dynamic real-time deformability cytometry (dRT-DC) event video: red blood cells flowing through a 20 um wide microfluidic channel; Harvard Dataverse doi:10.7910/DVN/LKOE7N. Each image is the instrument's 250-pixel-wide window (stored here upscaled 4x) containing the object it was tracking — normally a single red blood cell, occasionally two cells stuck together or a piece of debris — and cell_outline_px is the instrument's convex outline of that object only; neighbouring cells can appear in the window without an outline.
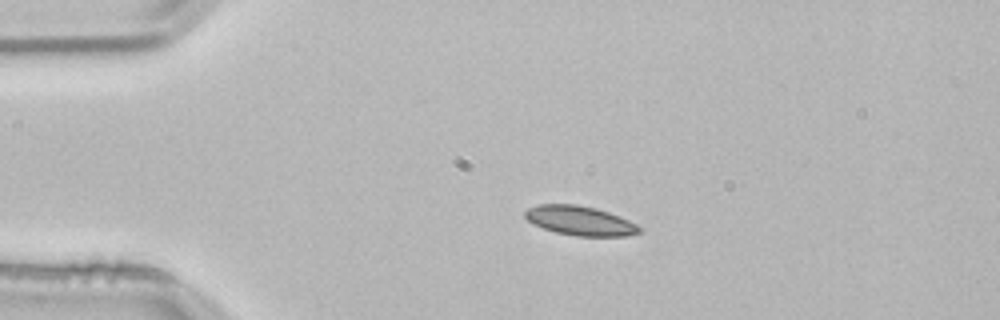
{"species": "common noctule bat (a hibernating species)", "species_latin": "Nyctalus noctula", "temperature_condition": "room temperature", "stored_images_in_passage": 53, "camera_frame_rate_fps": 3000, "um_per_image_px": 0.085, "animal": {"sex": "male", "body_mass_g": 21.5, "forearm_length_mm": 52.0}, "frame": {"image": 1, "passage_image": 11, "time_ms": 3.333, "image_size_px": [1000, 320], "cell_outline_px": [[644, 232], [628, 236], [576, 236], [556, 232], [532, 224], [524, 216], [524, 212], [528, 208], [540, 204], [576, 204], [596, 208], [608, 212], [628, 220], [644, 228]], "centroid_in_image_um": [49.34, 18.77], "position_along_channel_um": 35.7, "area_um2": 19.71}}
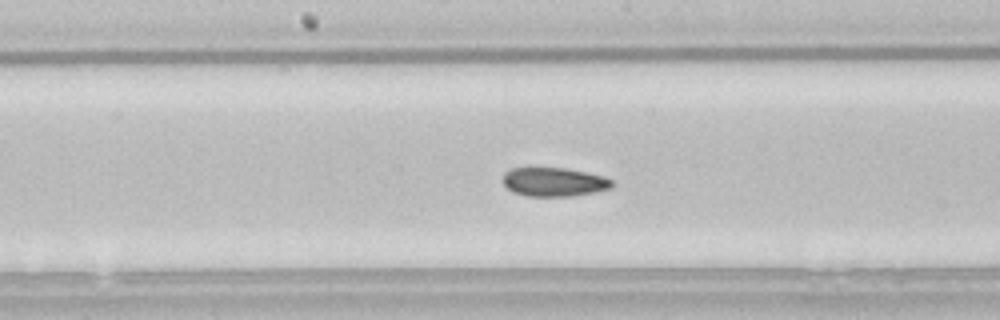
{"frame": {"image": 2, "passage_image": 27, "time_ms": 8.667, "image_size_px": [1000, 320], "cell_outline_px": [[612, 188], [572, 196], [528, 196], [512, 192], [504, 184], [504, 172], [512, 168], [528, 164], [564, 168], [604, 176], [612, 180]], "centroid_in_image_um": [47.01, 15.41], "position_along_channel_um": 201.2, "area_um2": 18.9}}
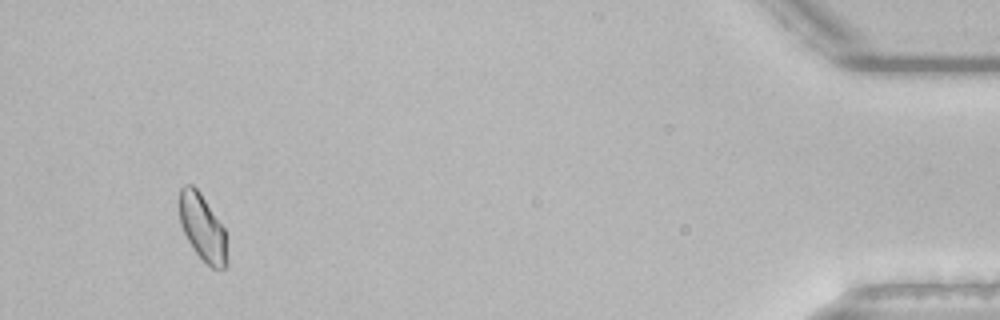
{"frame": {"image": 3, "passage_image": 50, "time_ms": 16.333, "image_size_px": [1000, 320], "cell_outline_px": [[228, 264], [224, 268], [212, 268], [192, 248], [180, 224], [180, 188], [184, 184], [192, 184], [200, 192], [224, 228], [228, 236]], "centroid_in_image_um": [17.26, 19.37], "position_along_channel_um": 417.9, "area_um2": 18.67}, "authors_computed_cell_mechanics": {"area_um2": 18.9584, "velocity_mm_per_s": 3.8152, "shape_relaxation_time_tau1_ms": 5.1243, "shape_relaxation_time_tau2_ms": 3.8229, "deformation_change_tau1": 0.0885, "deformation_change_tau2": 0.0745}}